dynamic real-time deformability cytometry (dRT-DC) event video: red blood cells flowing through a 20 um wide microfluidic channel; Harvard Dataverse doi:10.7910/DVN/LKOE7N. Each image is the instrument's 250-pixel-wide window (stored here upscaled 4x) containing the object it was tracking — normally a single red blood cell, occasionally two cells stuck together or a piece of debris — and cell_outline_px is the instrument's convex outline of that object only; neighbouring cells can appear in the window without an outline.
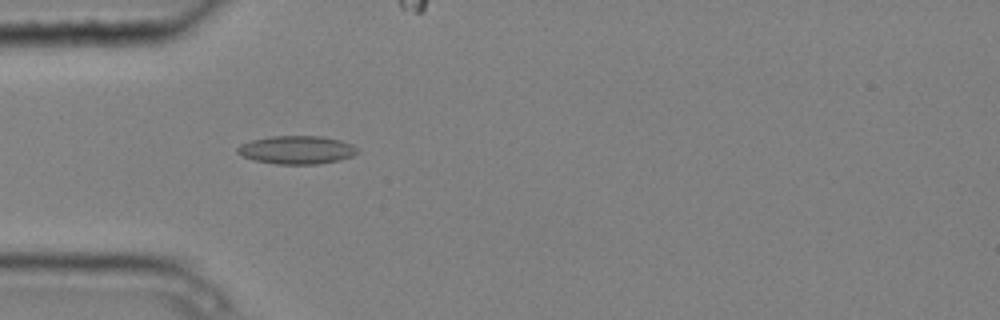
{"species": "common noctule bat (a hibernating species)", "species_latin": "Nyctalus noctula", "temperature_condition": "cold", "stored_images_in_passage": 3, "camera_frame_rate_fps": 3000, "um_per_image_px": 0.085, "animal": {"sex": "male", "body_mass_g": 20.4}, "frame": {"image": 1, "passage_image": 1, "time_ms": 0.0, "image_size_px": [1000, 320], "cell_outline_px": [[360, 152], [352, 156], [340, 160], [316, 164], [276, 164], [252, 160], [240, 156], [236, 152], [236, 148], [240, 144], [252, 140], [272, 136], [320, 136], [340, 140], [352, 144], [360, 148]], "centroid_in_image_um": [25.22, 12.74], "position_along_channel_um": 59.8, "area_um2": 20.0}}
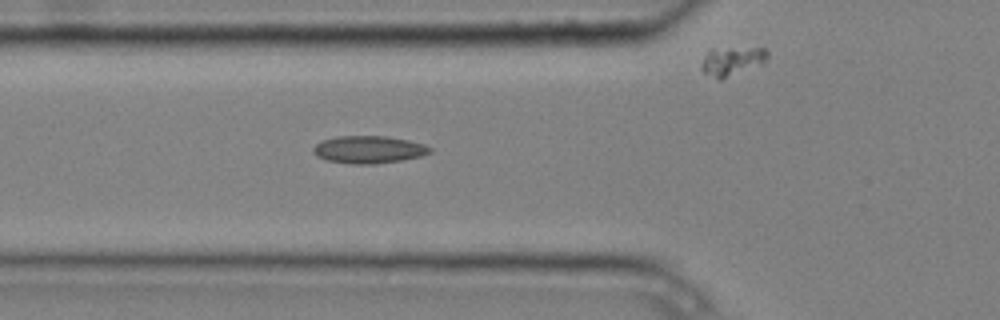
{"frame": {"image": 2, "passage_image": 2, "time_ms": 0.333, "image_size_px": [1000, 320], "cell_outline_px": [[432, 152], [420, 156], [400, 160], [376, 164], [348, 164], [328, 160], [316, 156], [312, 152], [312, 148], [316, 144], [324, 140], [336, 136], [388, 136], [408, 140], [424, 144], [432, 148]], "centroid_in_image_um": [31.33, 12.71], "position_along_channel_um": 94.5, "area_um2": 18.73}}